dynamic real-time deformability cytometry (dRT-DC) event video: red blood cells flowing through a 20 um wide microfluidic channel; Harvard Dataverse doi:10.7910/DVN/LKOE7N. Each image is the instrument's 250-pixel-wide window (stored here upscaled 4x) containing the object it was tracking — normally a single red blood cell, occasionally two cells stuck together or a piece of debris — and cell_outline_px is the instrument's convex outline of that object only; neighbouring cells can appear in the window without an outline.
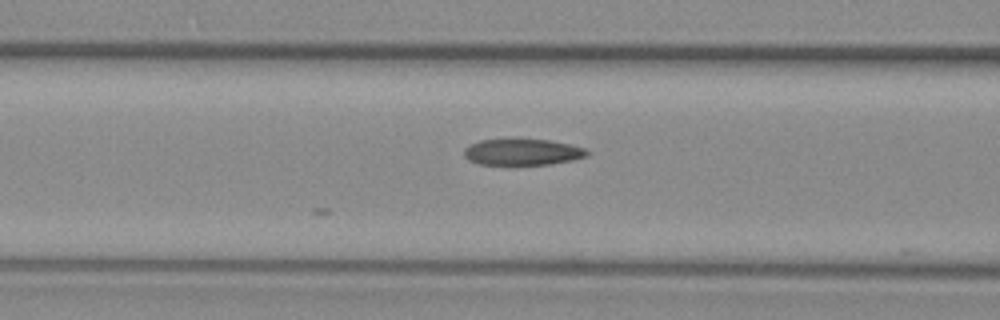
{"species": "common noctule bat (a hibernating species)", "species_latin": "Nyctalus noctula", "temperature_condition": "warm", "stored_images_in_passage": 5, "camera_frame_rate_fps": 3000, "um_per_image_px": 0.085, "animal": {"sex": "female", "body_mass_g": 29.2, "forearm_length_mm": 56.3}, "frame": {"image": 1, "passage_image": 5, "time_ms": 1.333, "image_size_px": [1000, 320], "cell_outline_px": [[588, 156], [572, 160], [548, 164], [480, 164], [468, 160], [464, 156], [464, 148], [480, 140], [548, 140], [568, 144], [584, 148], [588, 152]], "centroid_in_image_um": [44.39, 12.93], "position_along_channel_um": 122.2, "area_um2": 18.38}}